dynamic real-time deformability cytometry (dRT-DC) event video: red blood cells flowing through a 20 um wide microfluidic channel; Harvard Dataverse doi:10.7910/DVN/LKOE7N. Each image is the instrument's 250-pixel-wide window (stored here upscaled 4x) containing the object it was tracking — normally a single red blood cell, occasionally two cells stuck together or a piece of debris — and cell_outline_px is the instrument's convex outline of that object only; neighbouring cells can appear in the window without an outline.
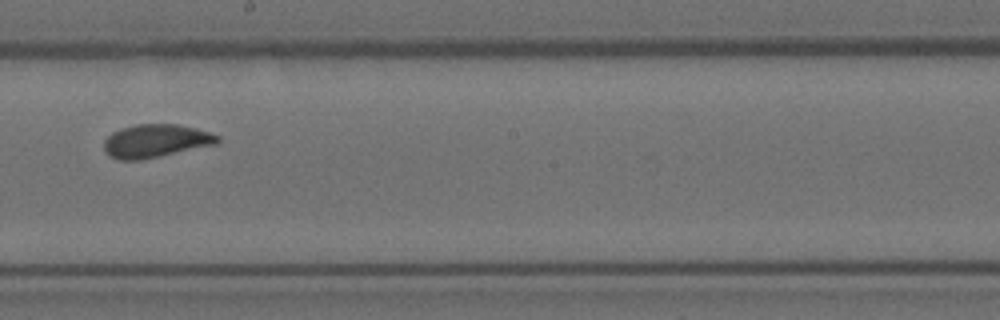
{"species": "Egyptian fruit bat (a non-hibernating species)", "species_latin": "Rousettus aegyptiacus", "temperature_condition": "room temperature", "stored_images_in_passage": 10, "camera_frame_rate_fps": 3000, "um_per_image_px": 0.085, "animal": {"sex": "female"}, "frame": {"image": 1, "passage_image": 9, "time_ms": 2.667, "image_size_px": [1000, 320], "cell_outline_px": [[220, 140], [216, 144], [140, 160], [120, 160], [108, 156], [104, 152], [104, 140], [112, 132], [120, 128], [136, 124], [176, 124], [196, 128], [220, 136]], "centroid_in_image_um": [13.19, 11.97], "position_along_channel_um": 235.0, "area_um2": 21.96}}
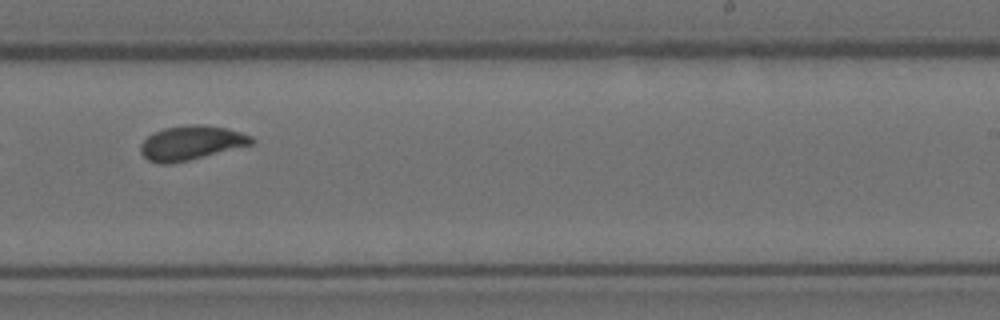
{"frame": {"image": 2, "passage_image": 10, "time_ms": 3.0, "image_size_px": [1000, 320], "cell_outline_px": [[256, 140], [252, 144], [172, 164], [160, 164], [148, 160], [140, 152], [140, 144], [148, 136], [164, 128], [188, 124], [200, 124], [228, 128], [252, 136]], "centroid_in_image_um": [16.24, 12.14], "position_along_channel_um": 272.8, "area_um2": 22.08}}